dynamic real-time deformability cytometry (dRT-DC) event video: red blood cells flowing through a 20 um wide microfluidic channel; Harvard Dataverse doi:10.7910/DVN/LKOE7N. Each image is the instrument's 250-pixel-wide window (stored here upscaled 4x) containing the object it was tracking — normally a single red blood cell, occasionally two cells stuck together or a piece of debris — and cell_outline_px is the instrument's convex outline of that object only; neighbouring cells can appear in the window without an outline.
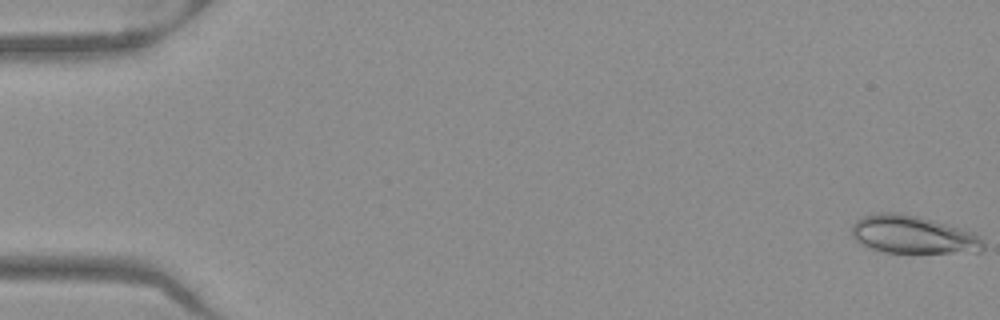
{"species": "Egyptian fruit bat (a non-hibernating species)", "species_latin": "Rousettus aegyptiacus", "temperature_condition": "warm", "stored_images_in_passage": 52, "camera_frame_rate_fps": 3000, "um_per_image_px": 0.085, "frame": {"image": 1, "passage_image": 1, "time_ms": 0.0, "image_size_px": [1000, 320], "cell_outline_px": [[984, 248], [980, 252], [884, 252], [860, 244], [852, 236], [852, 224], [856, 220], [864, 216], [876, 212], [900, 212], [948, 224], [976, 232], [984, 240]], "centroid_in_image_um": [77.62, 19.93], "position_along_channel_um": 7.4, "area_um2": 29.19}}
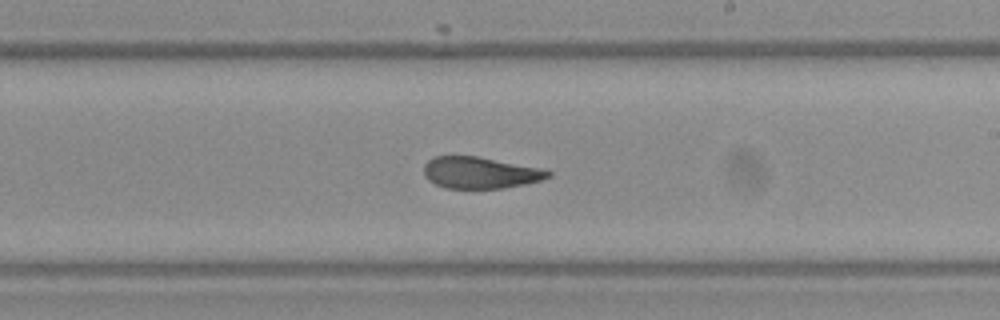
{"frame": {"image": 2, "passage_image": 31, "time_ms": 10.0, "image_size_px": [1000, 320], "cell_outline_px": [[552, 176], [540, 180], [524, 184], [504, 188], [444, 188], [428, 180], [424, 176], [424, 164], [432, 156], [476, 156], [544, 168], [552, 172]], "centroid_in_image_um": [40.82, 14.67], "position_along_channel_um": 248.2, "area_um2": 23.0}}
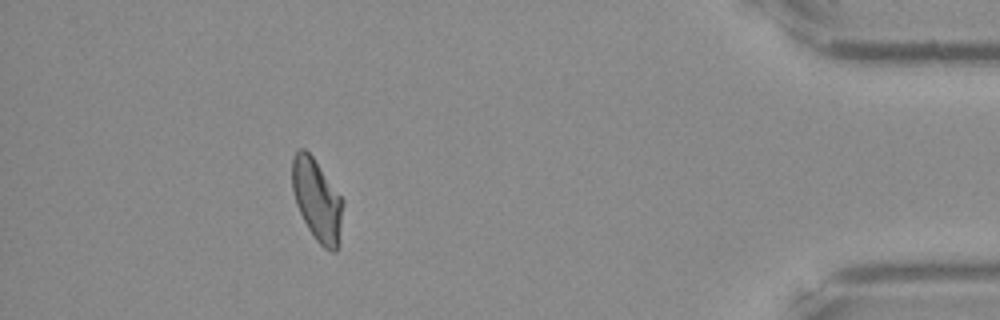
{"frame": {"image": 3, "passage_image": 47, "time_ms": 15.333, "image_size_px": [1000, 320], "cell_outline_px": [[344, 204], [336, 252], [332, 252], [324, 248], [316, 240], [308, 228], [296, 204], [292, 188], [292, 156], [300, 148], [304, 148], [312, 156], [344, 200]], "centroid_in_image_um": [26.94, 16.99], "position_along_channel_um": 408.3, "area_um2": 23.93}, "authors_computed_cell_mechanics": {"area_um2": 24.4783, "velocity_mm_per_s": 3.9741, "shape_relaxation_time_tau1_ms": 11.3533, "shape_relaxation_time_tau2_ms": 1.5968, "deformation_change_tau1": 0.2887, "deformation_change_tau2": 0.0827}}